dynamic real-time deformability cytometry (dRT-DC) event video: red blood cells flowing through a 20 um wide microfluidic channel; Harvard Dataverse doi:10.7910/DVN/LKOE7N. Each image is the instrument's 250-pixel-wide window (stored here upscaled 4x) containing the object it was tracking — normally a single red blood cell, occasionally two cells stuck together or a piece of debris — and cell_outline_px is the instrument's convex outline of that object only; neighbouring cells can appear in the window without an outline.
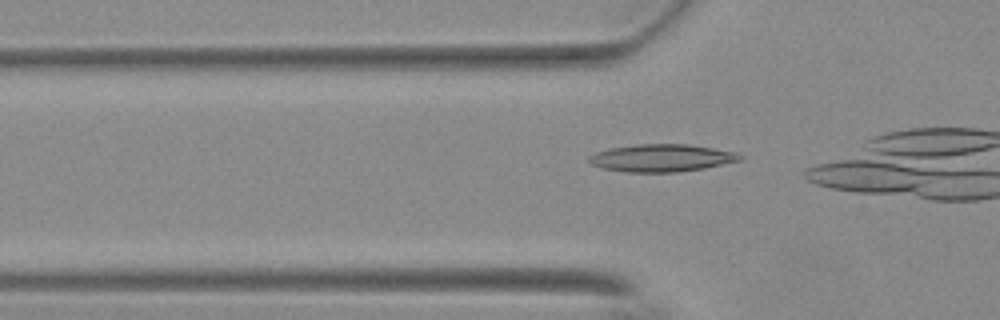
{"species": "Egyptian fruit bat (a non-hibernating species)", "species_latin": "Rousettus aegyptiacus", "temperature_condition": "warm", "stored_images_in_passage": 21, "camera_frame_rate_fps": 3000, "um_per_image_px": 0.085, "animal": {"sex": "female"}, "frame": {"image": 1, "passage_image": 15, "time_ms": 4.667, "image_size_px": [1000, 320], "cell_outline_px": [[744, 156], [740, 160], [704, 168], [676, 172], [624, 172], [604, 168], [592, 164], [588, 160], [588, 156], [596, 152], [608, 148], [636, 144], [688, 144], [736, 152]], "centroid_in_image_um": [56.21, 13.42], "position_along_channel_um": 69.6, "area_um2": 24.1}}